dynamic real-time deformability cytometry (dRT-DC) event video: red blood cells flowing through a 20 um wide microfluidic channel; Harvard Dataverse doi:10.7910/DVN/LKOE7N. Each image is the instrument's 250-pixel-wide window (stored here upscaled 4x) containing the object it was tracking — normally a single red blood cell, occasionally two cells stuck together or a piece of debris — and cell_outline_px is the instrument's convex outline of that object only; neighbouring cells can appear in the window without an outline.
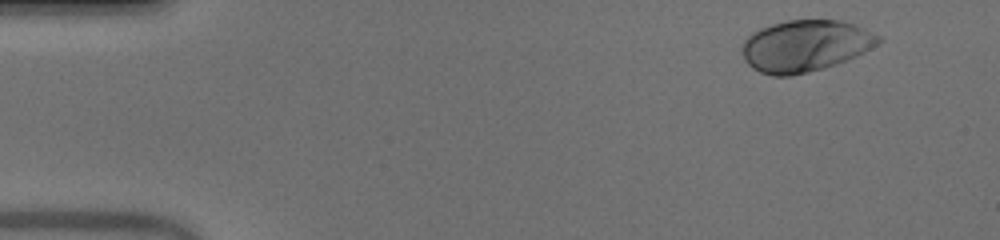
{"species": "human", "species_latin": "Homo sapiens", "temperature_condition": "warm", "stored_images_in_passage": 39, "camera_frame_rate_fps": 3000, "um_per_image_px": 0.085, "donor": {"sex": "male"}, "frame": {"image": 1, "passage_image": 1, "time_ms": 0.0, "image_size_px": [1000, 240], "cell_outline_px": [[884, 40], [864, 52], [856, 56], [836, 64], [824, 68], [808, 72], [788, 76], [772, 76], [760, 72], [752, 68], [744, 60], [740, 48], [744, 40], [752, 32], [760, 28], [772, 24], [788, 20], [840, 20], [856, 24], [880, 36]], "centroid_in_image_um": [68.43, 3.89], "position_along_channel_um": 16.6, "area_um2": 41.21}}
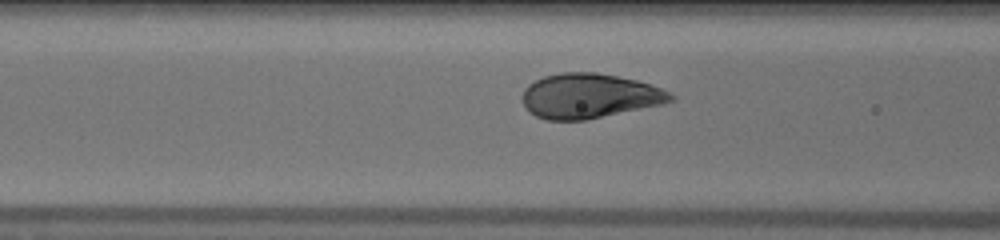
{"frame": {"image": 2, "passage_image": 17, "time_ms": 5.333, "image_size_px": [1000, 240], "cell_outline_px": [[676, 100], [664, 104], [584, 120], [548, 120], [536, 116], [528, 112], [524, 104], [524, 88], [528, 84], [544, 76], [560, 72], [596, 72], [636, 80], [660, 88], [676, 96]], "centroid_in_image_um": [50.1, 8.15], "position_along_channel_um": 116.5, "area_um2": 38.55}}
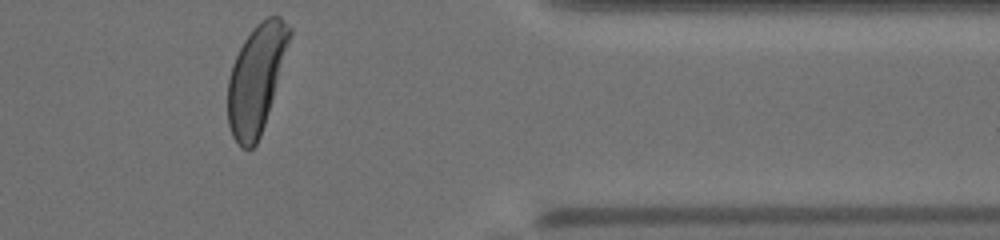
{"frame": {"image": 3, "passage_image": 39, "time_ms": 12.667, "image_size_px": [1000, 240], "cell_outline_px": [[292, 32], [268, 112], [260, 136], [256, 144], [252, 148], [240, 148], [232, 136], [228, 124], [228, 80], [232, 64], [244, 40], [256, 24], [260, 20], [268, 16], [280, 16], [292, 28]], "centroid_in_image_um": [21.76, 6.69], "position_along_channel_um": 389.6, "area_um2": 38.38}, "authors_computed_cell_mechanics": {"area_um2": 39.6508, "velocity_mm_per_s": 3.9816, "shape_relaxation_time_tau1_ms": 1.9223, "shape_relaxation_time_tau2_ms": null, "deformation_change_tau1": 0.1536, "deformation_change_tau2": null}}